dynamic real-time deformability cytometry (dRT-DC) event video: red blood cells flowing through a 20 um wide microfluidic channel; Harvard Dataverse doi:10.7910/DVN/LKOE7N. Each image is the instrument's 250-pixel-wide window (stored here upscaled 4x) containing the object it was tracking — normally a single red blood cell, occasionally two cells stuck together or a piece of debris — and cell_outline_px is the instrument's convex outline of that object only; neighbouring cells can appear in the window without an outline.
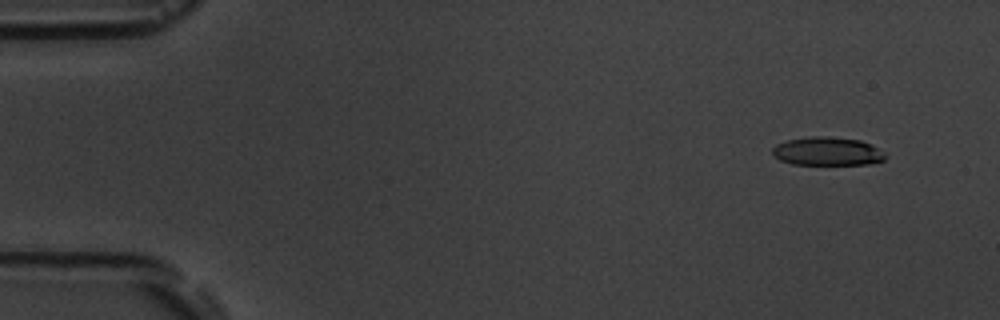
{"species": "common noctule bat (a hibernating species)", "species_latin": "Nyctalus noctula", "temperature_condition": "room temperature", "stored_images_in_passage": 6, "camera_frame_rate_fps": 3000, "um_per_image_px": 0.085, "animal": {"sex": "male", "body_mass_g": 19.5, "forearm_length_mm": 54.6}, "frame": {"image": 1, "passage_image": 2, "time_ms": 1.333, "image_size_px": [1000, 320], "cell_outline_px": [[888, 156], [884, 160], [868, 164], [792, 164], [780, 160], [772, 156], [772, 148], [776, 144], [788, 140], [808, 136], [828, 136], [860, 140], [884, 152]], "centroid_in_image_um": [70.29, 12.86], "position_along_channel_um": 14.7, "area_um2": 18.73}}